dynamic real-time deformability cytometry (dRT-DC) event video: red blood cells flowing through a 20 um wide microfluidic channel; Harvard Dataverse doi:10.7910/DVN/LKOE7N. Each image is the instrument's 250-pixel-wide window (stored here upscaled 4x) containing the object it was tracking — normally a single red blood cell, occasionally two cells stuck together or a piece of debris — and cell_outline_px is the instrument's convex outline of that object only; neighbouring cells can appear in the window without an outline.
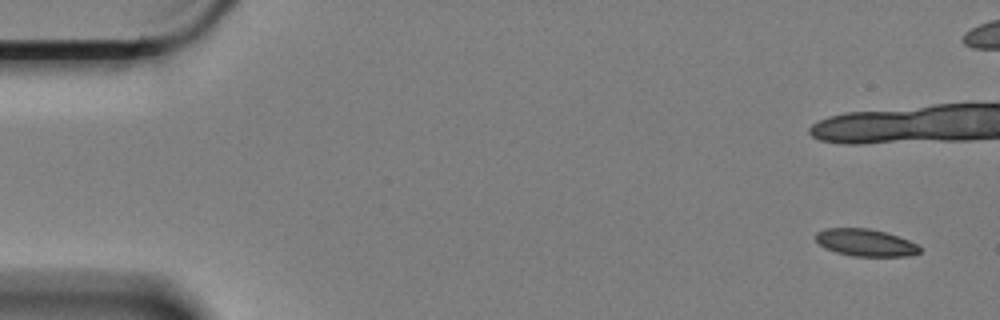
{"species": "Egyptian fruit bat (a non-hibernating species)", "species_latin": "Rousettus aegyptiacus", "temperature_condition": "cold", "stored_images_in_passage": 6, "camera_frame_rate_fps": 3000, "um_per_image_px": 0.085, "animal": {"sex": "female"}, "frame": {"image": 1, "passage_image": 1, "time_ms": 0.0, "image_size_px": [1000, 320], "cell_outline_px": [[920, 252], [908, 256], [852, 256], [836, 252], [824, 248], [816, 240], [816, 232], [824, 228], [868, 228], [884, 232], [908, 240], [916, 244], [920, 248]], "centroid_in_image_um": [73.53, 20.62], "position_along_channel_um": 11.5, "area_um2": 16.36}}